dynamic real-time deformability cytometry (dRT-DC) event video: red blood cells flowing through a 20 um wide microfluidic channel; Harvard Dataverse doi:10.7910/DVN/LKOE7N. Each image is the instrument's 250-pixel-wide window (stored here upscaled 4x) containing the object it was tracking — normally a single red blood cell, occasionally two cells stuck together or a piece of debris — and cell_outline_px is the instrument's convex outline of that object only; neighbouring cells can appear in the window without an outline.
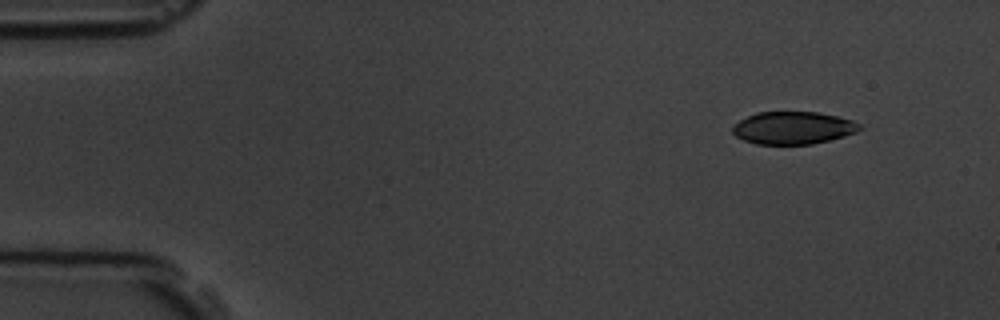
{"species": "common noctule bat (a hibernating species)", "species_latin": "Nyctalus noctula", "temperature_condition": "room temperature", "stored_images_in_passage": 4, "camera_frame_rate_fps": 3000, "um_per_image_px": 0.085, "animal": {"sex": "male", "body_mass_g": 19.5, "forearm_length_mm": 54.6}, "frame": {"image": 1, "passage_image": 1, "time_ms": 0.0, "image_size_px": [1000, 320], "cell_outline_px": [[864, 128], [856, 132], [844, 136], [812, 144], [756, 144], [744, 140], [736, 136], [732, 132], [732, 128], [740, 120], [756, 112], [816, 112], [836, 116], [852, 120], [860, 124]], "centroid_in_image_um": [67.42, 10.87], "position_along_channel_um": 17.6, "area_um2": 23.99}}
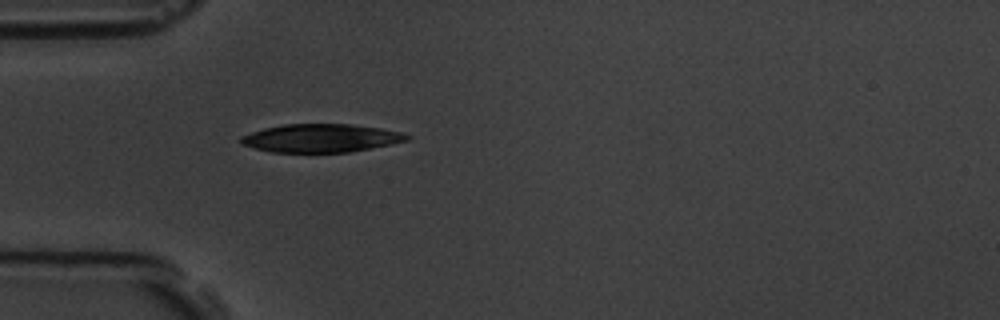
{"frame": {"image": 2, "passage_image": 4, "time_ms": 3.667, "image_size_px": [1000, 320], "cell_outline_px": [[412, 136], [408, 140], [392, 144], [348, 152], [272, 152], [240, 144], [236, 140], [240, 136], [264, 128], [284, 124], [352, 124], [380, 128], [400, 132]], "centroid_in_image_um": [27.25, 11.73], "position_along_channel_um": 57.8, "area_um2": 27.34}}